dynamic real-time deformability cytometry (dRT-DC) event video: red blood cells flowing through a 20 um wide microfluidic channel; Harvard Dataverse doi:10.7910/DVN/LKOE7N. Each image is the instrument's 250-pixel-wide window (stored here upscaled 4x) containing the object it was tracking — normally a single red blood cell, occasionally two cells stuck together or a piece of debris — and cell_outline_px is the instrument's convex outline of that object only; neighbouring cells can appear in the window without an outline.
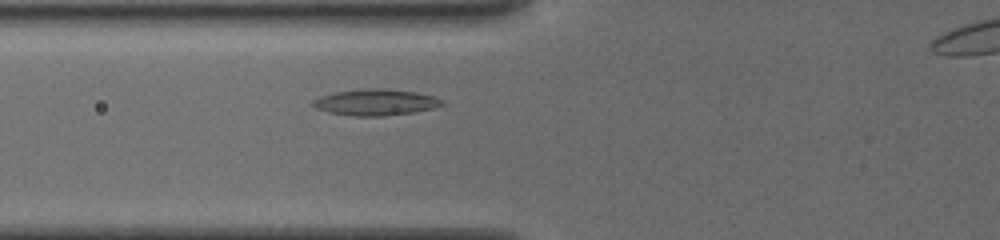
{"species": "common noctule bat (a hibernating species)", "species_latin": "Nyctalus noctula", "temperature_condition": "cold", "stored_images_in_passage": 40, "camera_frame_rate_fps": 3000, "um_per_image_px": 0.085, "animal": {"sex": "female", "body_mass_g": 19.5, "forearm_length_mm": 54.1}, "frame": {"image": 1, "passage_image": 10, "time_ms": 3.0, "image_size_px": [1000, 240], "cell_outline_px": [[444, 104], [432, 108], [412, 112], [380, 116], [356, 116], [332, 112], [316, 108], [312, 104], [312, 100], [336, 92], [368, 88], [384, 88], [412, 92], [432, 96], [440, 100]], "centroid_in_image_um": [31.91, 8.69], "position_along_channel_um": 93.9, "area_um2": 19.07}}
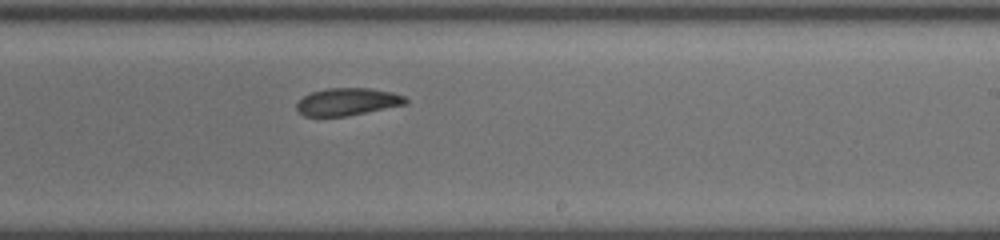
{"frame": {"image": 2, "passage_image": 23, "time_ms": 7.333, "image_size_px": [1000, 240], "cell_outline_px": [[408, 100], [404, 104], [344, 116], [304, 116], [296, 108], [296, 104], [304, 96], [312, 92], [328, 88], [368, 88], [392, 92], [404, 96]], "centroid_in_image_um": [29.5, 8.64], "position_along_channel_um": 259.5, "area_um2": 16.99}}
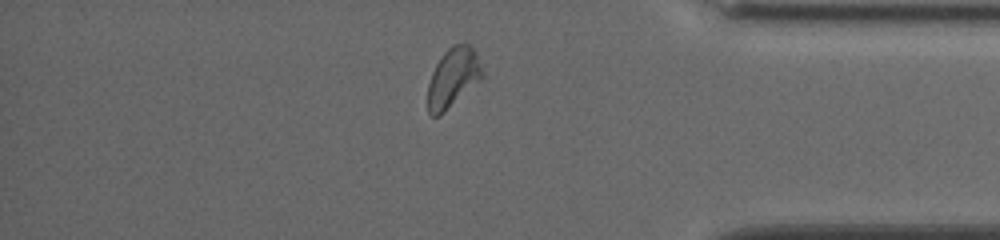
{"frame": {"image": 3, "passage_image": 35, "time_ms": 11.333, "image_size_px": [1000, 240], "cell_outline_px": [[484, 76], [480, 80], [440, 116], [432, 116], [428, 112], [428, 84], [432, 72], [436, 64], [444, 52], [452, 44], [468, 44], [472, 48]], "centroid_in_image_um": [38.47, 6.62], "position_along_channel_um": 396.7, "area_um2": 18.44}}